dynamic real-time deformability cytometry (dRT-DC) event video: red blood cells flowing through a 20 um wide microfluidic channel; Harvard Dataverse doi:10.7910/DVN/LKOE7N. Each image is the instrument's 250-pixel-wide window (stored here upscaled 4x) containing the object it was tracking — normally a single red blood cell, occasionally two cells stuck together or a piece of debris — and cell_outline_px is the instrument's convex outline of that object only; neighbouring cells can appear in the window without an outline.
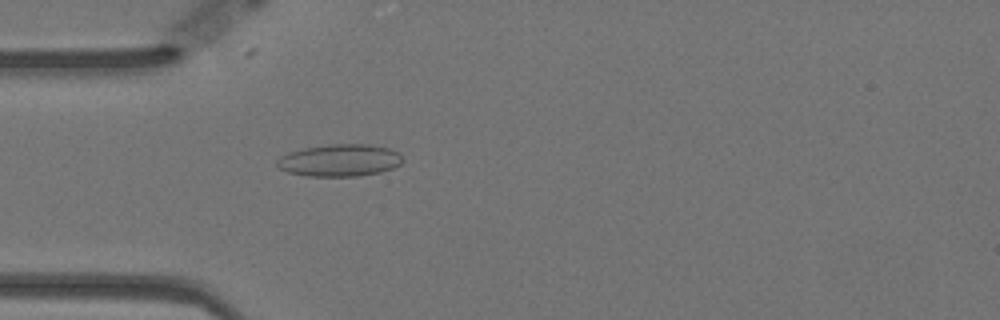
{"species": "Egyptian fruit bat (a non-hibernating species)", "species_latin": "Rousettus aegyptiacus", "temperature_condition": "warm", "stored_images_in_passage": 57, "camera_frame_rate_fps": 3000, "um_per_image_px": 0.085, "animal": {"sex": "female"}, "frame": {"image": 1, "passage_image": 16, "time_ms": 5.0, "image_size_px": [1000, 320], "cell_outline_px": [[404, 160], [400, 164], [392, 168], [380, 172], [360, 176], [308, 176], [288, 172], [280, 168], [276, 164], [276, 160], [280, 156], [288, 152], [304, 148], [328, 144], [372, 144], [388, 148], [400, 152]], "centroid_in_image_um": [28.89, 13.62], "position_along_channel_um": 56.1, "area_um2": 23.76}}
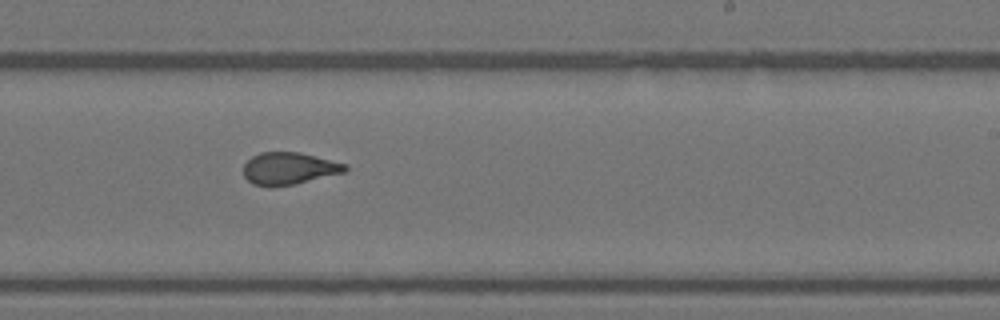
{"frame": {"image": 2, "passage_image": 34, "time_ms": 11.0, "image_size_px": [1000, 320], "cell_outline_px": [[348, 168], [344, 172], [296, 184], [272, 188], [268, 188], [252, 184], [244, 176], [244, 164], [252, 156], [260, 152], [300, 152], [348, 164]], "centroid_in_image_um": [24.55, 14.33], "position_along_channel_um": 264.5, "area_um2": 19.36}}
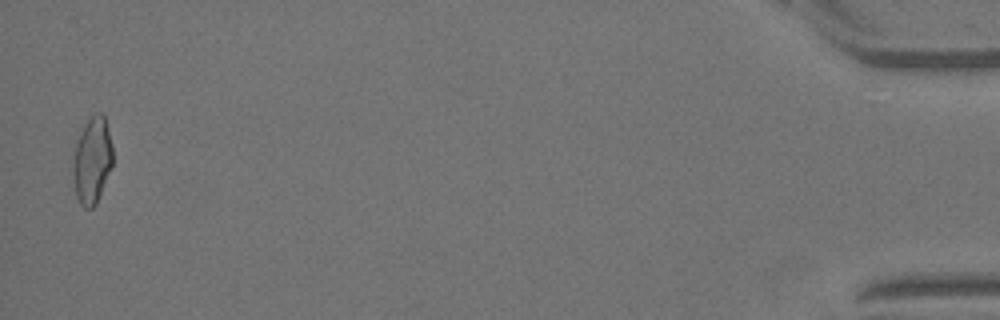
{"frame": {"image": 3, "passage_image": 56, "time_ms": 18.333, "image_size_px": [1000, 320], "cell_outline_px": [[112, 164], [96, 204], [92, 208], [84, 208], [80, 204], [68, 184], [72, 152], [76, 140], [84, 124], [96, 112], [100, 112], [104, 116], [108, 128], [112, 144]], "centroid_in_image_um": [7.72, 13.69], "position_along_channel_um": 427.5, "area_um2": 21.1}, "authors_computed_cell_mechanics": {"area_um2": 20.1722, "velocity_mm_per_s": 3.52, "shape_relaxation_time_tau1_ms": null, "shape_relaxation_time_tau2_ms": 1.3222, "deformation_change_tau1": null, "deformation_change_tau2": 0.078}}